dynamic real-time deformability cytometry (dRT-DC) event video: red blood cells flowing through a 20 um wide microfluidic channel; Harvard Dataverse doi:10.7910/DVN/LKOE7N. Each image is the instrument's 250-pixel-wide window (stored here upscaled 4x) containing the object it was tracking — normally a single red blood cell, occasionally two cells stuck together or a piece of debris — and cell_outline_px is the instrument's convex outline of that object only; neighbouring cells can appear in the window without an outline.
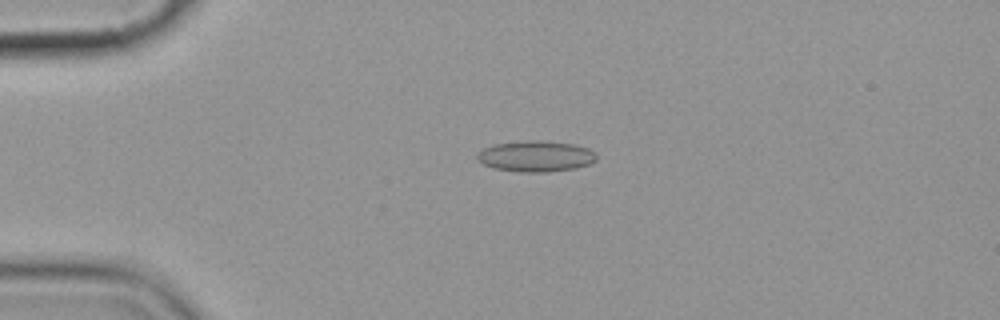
{"species": "common noctule bat (a hibernating species)", "species_latin": "Nyctalus noctula", "temperature_condition": "cold", "stored_images_in_passage": 5, "camera_frame_rate_fps": 3000, "um_per_image_px": 0.085, "animal": {"sex": "female", "body_mass_g": 19.9}, "frame": {"image": 1, "passage_image": 4, "time_ms": 4.333, "image_size_px": [1000, 320], "cell_outline_px": [[596, 160], [588, 164], [576, 168], [548, 172], [520, 172], [492, 168], [476, 160], [476, 156], [484, 148], [496, 144], [524, 140], [540, 140], [576, 144], [588, 148], [596, 152]], "centroid_in_image_um": [45.55, 13.28], "position_along_channel_um": 39.4, "area_um2": 21.68}}